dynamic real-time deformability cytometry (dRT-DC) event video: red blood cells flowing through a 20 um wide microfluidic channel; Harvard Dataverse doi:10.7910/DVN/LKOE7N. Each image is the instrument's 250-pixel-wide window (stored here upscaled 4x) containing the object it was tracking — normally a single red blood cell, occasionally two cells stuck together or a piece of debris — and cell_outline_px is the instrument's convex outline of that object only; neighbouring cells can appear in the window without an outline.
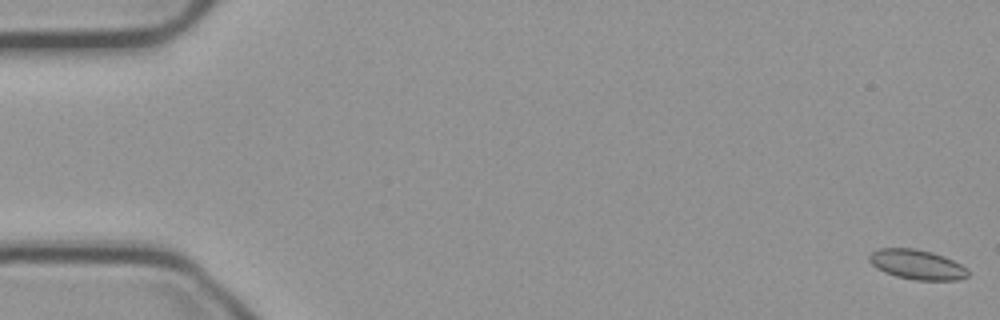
{"species": "common noctule bat (a hibernating species)", "species_latin": "Nyctalus noctula", "temperature_condition": "cold", "stored_images_in_passage": 56, "camera_frame_rate_fps": 3000, "um_per_image_px": 0.085, "animal": {"sex": "male", "body_mass_g": 23.1, "forearm_length_mm": 52.7}, "frame": {"image": 1, "passage_image": 1, "time_ms": 0.0, "image_size_px": [1000, 320], "cell_outline_px": [[968, 276], [956, 280], [916, 280], [896, 276], [884, 272], [876, 268], [868, 260], [868, 256], [872, 252], [880, 248], [916, 248], [932, 252], [944, 256], [968, 268]], "centroid_in_image_um": [77.93, 22.48], "position_along_channel_um": 7.1, "area_um2": 17.17}}
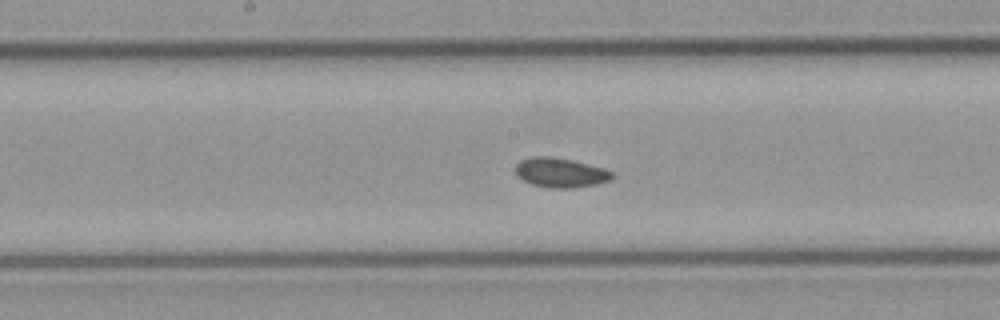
{"frame": {"image": 2, "passage_image": 29, "time_ms": 9.333, "image_size_px": [1000, 320], "cell_outline_px": [[612, 176], [608, 180], [596, 184], [572, 188], [548, 188], [532, 184], [516, 176], [516, 164], [520, 160], [532, 156], [552, 156], [572, 160], [604, 168], [612, 172]], "centroid_in_image_um": [47.59, 14.66], "position_along_channel_um": 200.6, "area_um2": 16.59}}
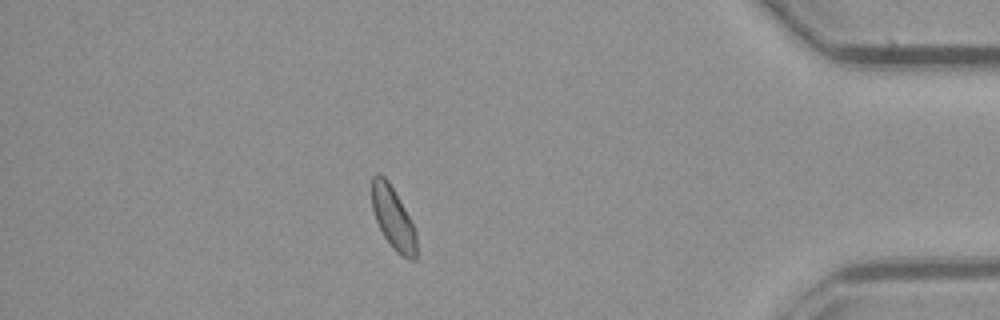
{"frame": {"image": 3, "passage_image": 49, "time_ms": 16.0, "image_size_px": [1000, 320], "cell_outline_px": [[416, 260], [408, 260], [396, 252], [392, 248], [384, 236], [376, 220], [372, 208], [372, 176], [376, 172], [380, 172], [388, 180], [408, 216], [416, 232]], "centroid_in_image_um": [33.4, 18.54], "position_along_channel_um": 401.8, "area_um2": 16.07}, "authors_computed_cell_mechanics": {"area_um2": 16.5597, "velocity_mm_per_s": 3.6915, "shape_relaxation_time_tau1_ms": null, "shape_relaxation_time_tau2_ms": 3.4449, "deformation_change_tau1": null, "deformation_change_tau2": 0.0698}}